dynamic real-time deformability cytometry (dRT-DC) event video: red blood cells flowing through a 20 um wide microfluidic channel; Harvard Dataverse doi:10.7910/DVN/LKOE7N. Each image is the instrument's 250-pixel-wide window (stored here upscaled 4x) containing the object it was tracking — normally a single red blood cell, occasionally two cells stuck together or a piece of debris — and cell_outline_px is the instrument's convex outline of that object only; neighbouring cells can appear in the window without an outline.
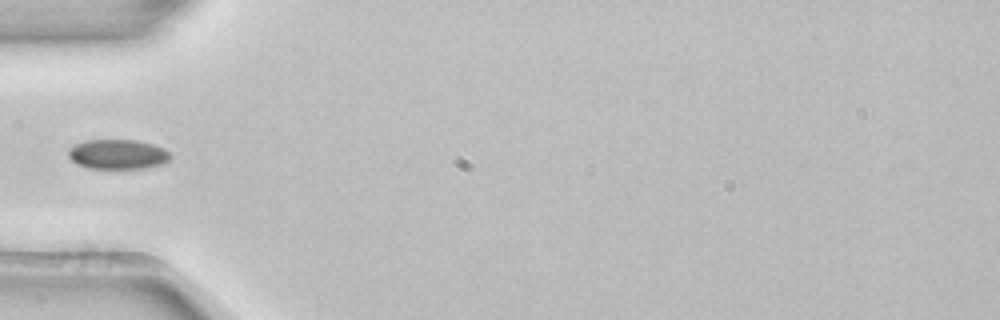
{"species": "common noctule bat (a hibernating species)", "species_latin": "Nyctalus noctula", "temperature_condition": "room temperature", "stored_images_in_passage": 4, "camera_frame_rate_fps": 3000, "um_per_image_px": 0.085, "animal": {"sex": "female", "body_mass_g": 22.7, "forearm_length_mm": 54.2}, "frame": {"image": 1, "passage_image": 4, "time_ms": 1.0, "image_size_px": [1000, 320], "cell_outline_px": [[172, 156], [164, 164], [148, 168], [88, 168], [76, 164], [68, 156], [68, 148], [76, 144], [88, 140], [136, 140], [152, 144], [164, 148]], "centroid_in_image_um": [10.02, 13.12], "position_along_channel_um": 75.0, "area_um2": 17.74}}